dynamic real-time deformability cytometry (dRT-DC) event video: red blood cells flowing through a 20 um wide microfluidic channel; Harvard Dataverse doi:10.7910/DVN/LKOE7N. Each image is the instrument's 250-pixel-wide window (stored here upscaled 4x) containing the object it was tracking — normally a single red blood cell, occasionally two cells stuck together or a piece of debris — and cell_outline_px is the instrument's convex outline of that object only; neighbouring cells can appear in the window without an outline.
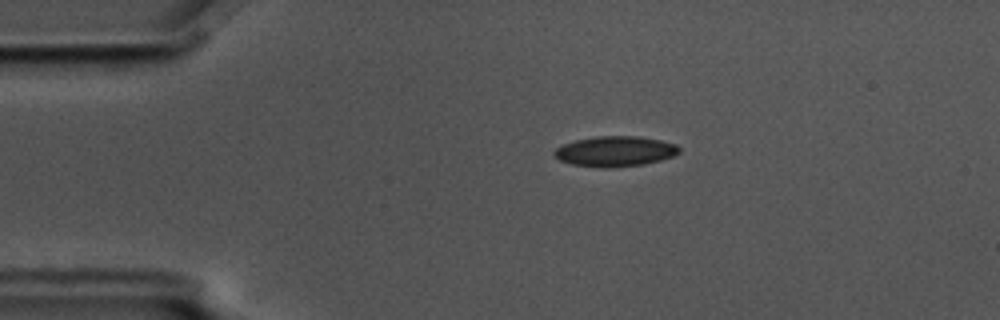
{"species": "common noctule bat (a hibernating species)", "species_latin": "Nyctalus noctula", "temperature_condition": "cold", "stored_images_in_passage": 3, "camera_frame_rate_fps": 3000, "um_per_image_px": 0.085, "animal": {"sex": "male", "body_mass_g": 17.5, "forearm_length_mm": 52.3}, "frame": {"image": 1, "passage_image": 1, "time_ms": 0.0, "image_size_px": [1000, 320], "cell_outline_px": [[680, 152], [672, 156], [660, 160], [644, 164], [612, 168], [604, 168], [572, 164], [560, 160], [552, 152], [556, 148], [564, 144], [576, 140], [596, 136], [636, 136], [660, 140], [676, 144], [680, 148]], "centroid_in_image_um": [52.29, 12.86], "position_along_channel_um": 32.7, "area_um2": 21.96}}